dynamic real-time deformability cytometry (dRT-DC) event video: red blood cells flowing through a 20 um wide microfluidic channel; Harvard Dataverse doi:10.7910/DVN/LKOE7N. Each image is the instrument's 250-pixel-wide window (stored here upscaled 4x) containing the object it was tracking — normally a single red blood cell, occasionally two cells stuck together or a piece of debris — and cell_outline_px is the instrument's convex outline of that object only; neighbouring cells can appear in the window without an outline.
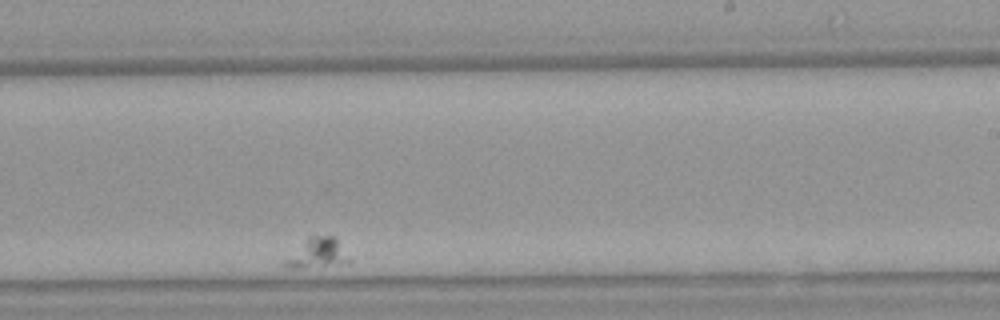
{"species": "Egyptian fruit bat (a non-hibernating species)", "species_latin": "Rousettus aegyptiacus", "temperature_condition": "warm", "stored_images_in_passage": 37, "camera_frame_rate_fps": 3000, "um_per_image_px": 0.085, "animal": {"sex": "female"}, "frame": {"image": 1, "passage_image": 26, "time_ms": 8.333, "image_size_px": [1000, 320], "cell_outline_px": [[352, 260], [348, 264], [300, 268], [288, 268], [284, 264], [284, 260], [308, 236], [336, 236]], "centroid_in_image_um": [27.04, 21.53], "position_along_channel_um": 262.0, "area_um2": 11.33}}